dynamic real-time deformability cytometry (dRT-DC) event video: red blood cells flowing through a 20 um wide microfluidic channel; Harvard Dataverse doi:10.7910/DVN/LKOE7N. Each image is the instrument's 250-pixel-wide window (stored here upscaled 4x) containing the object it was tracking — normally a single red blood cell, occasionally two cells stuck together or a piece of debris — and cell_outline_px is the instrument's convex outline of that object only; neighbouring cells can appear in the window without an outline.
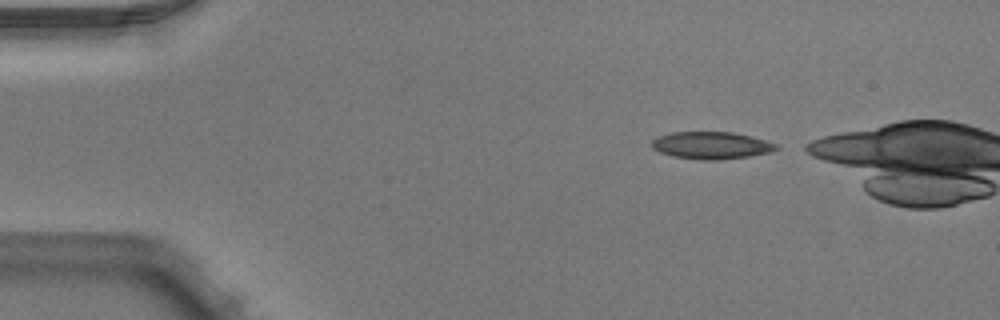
{"species": "Egyptian fruit bat (a non-hibernating species)", "species_latin": "Rousettus aegyptiacus", "temperature_condition": "warm", "stored_images_in_passage": 5, "segment_of_instrument_passage": [2, 2], "camera_frame_rate_fps": 3000, "um_per_image_px": 0.085, "animal": {"sex": "male"}, "frame": {"image": 1, "passage_image": 5, "time_ms": 1.333, "image_size_px": [1000, 320], "cell_outline_px": [[780, 148], [772, 152], [748, 156], [716, 160], [700, 160], [672, 156], [660, 152], [652, 148], [652, 140], [656, 136], [672, 132], [732, 132], [752, 136], [776, 144]], "centroid_in_image_um": [60.45, 12.35], "position_along_channel_um": 24.6, "area_um2": 19.83}}